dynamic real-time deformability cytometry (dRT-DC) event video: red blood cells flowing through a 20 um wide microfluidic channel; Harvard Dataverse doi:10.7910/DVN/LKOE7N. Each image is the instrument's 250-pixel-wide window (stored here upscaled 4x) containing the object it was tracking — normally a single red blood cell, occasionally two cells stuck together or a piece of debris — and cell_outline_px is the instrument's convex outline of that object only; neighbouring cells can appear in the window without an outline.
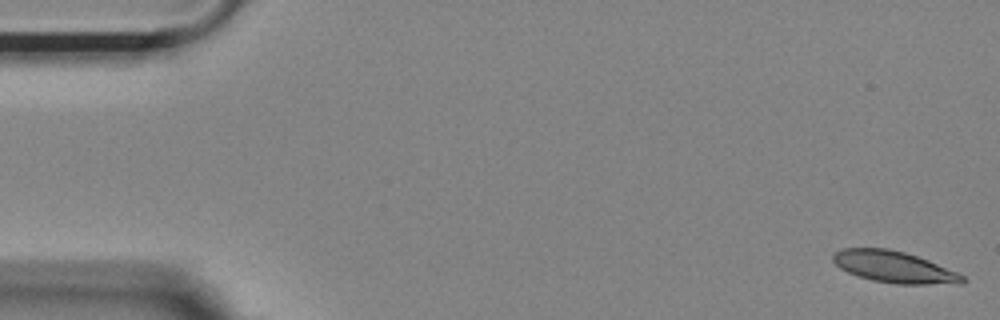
{"species": "Egyptian fruit bat (a non-hibernating species)", "species_latin": "Rousettus aegyptiacus", "temperature_condition": "room temperature", "stored_images_in_passage": 54, "camera_frame_rate_fps": 3000, "um_per_image_px": 0.085, "animal": {"sex": "female"}, "frame": {"image": 1, "passage_image": 1, "time_ms": 0.0, "image_size_px": [1000, 320], "cell_outline_px": [[968, 280], [964, 284], [896, 284], [872, 280], [848, 272], [840, 268], [832, 260], [832, 256], [836, 252], [844, 248], [888, 248], [904, 252], [928, 260], [956, 272], [964, 276]], "centroid_in_image_um": [76.03, 22.7], "position_along_channel_um": 9.0, "area_um2": 23.7}}
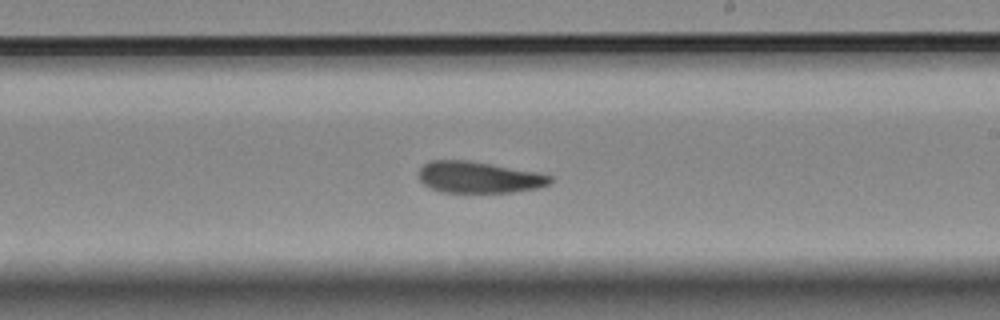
{"frame": {"image": 2, "passage_image": 31, "time_ms": 10.0, "image_size_px": [1000, 320], "cell_outline_px": [[552, 180], [548, 184], [536, 188], [512, 192], [440, 192], [424, 184], [420, 180], [420, 168], [428, 160], [468, 160], [492, 164], [536, 172], [552, 176]], "centroid_in_image_um": [40.68, 15.06], "position_along_channel_um": 248.3, "area_um2": 23.87}}
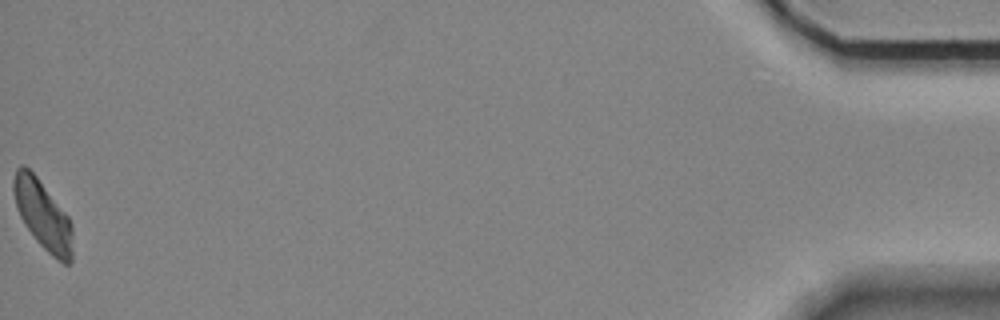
{"frame": {"image": 3, "passage_image": 54, "time_ms": 17.667, "image_size_px": [1000, 320], "cell_outline_px": [[72, 260], [68, 264], [64, 264], [52, 256], [36, 240], [24, 224], [16, 208], [12, 188], [12, 180], [16, 168], [20, 164], [24, 164], [36, 176], [68, 216], [72, 224]], "centroid_in_image_um": [3.62, 18.26], "position_along_channel_um": 431.6, "area_um2": 23.76}, "authors_computed_cell_mechanics": {"area_um2": 24.7962, "velocity_mm_per_s": 3.663, "shape_relaxation_time_tau1_ms": null, "shape_relaxation_time_tau2_ms": 5.1406, "deformation_change_tau1": null, "deformation_change_tau2": 0.1265}}